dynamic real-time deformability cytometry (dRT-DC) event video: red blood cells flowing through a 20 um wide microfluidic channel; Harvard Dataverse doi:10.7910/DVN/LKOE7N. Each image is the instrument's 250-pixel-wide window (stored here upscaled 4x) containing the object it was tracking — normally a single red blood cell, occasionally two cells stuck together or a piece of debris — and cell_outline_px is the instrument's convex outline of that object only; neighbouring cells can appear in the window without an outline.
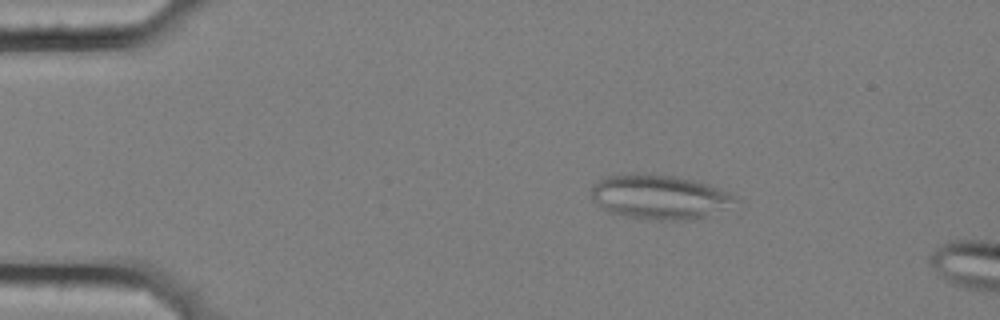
{"species": "common noctule bat (a hibernating species)", "species_latin": "Nyctalus noctula", "temperature_condition": "cold", "stored_images_in_passage": 14, "camera_frame_rate_fps": 3000, "um_per_image_px": 0.085, "animal": {"sex": "female", "body_mass_g": 25.1}, "frame": {"image": 1, "passage_image": 10, "time_ms": 3.0, "image_size_px": [1000, 320], "cell_outline_px": [[740, 200], [704, 216], [692, 220], [656, 220], [620, 216], [604, 208], [592, 200], [592, 184], [604, 176], [636, 172], [640, 172], [676, 176], [708, 184], [740, 196]], "centroid_in_image_um": [56.02, 16.71], "position_along_channel_um": 29.0, "area_um2": 37.51}}